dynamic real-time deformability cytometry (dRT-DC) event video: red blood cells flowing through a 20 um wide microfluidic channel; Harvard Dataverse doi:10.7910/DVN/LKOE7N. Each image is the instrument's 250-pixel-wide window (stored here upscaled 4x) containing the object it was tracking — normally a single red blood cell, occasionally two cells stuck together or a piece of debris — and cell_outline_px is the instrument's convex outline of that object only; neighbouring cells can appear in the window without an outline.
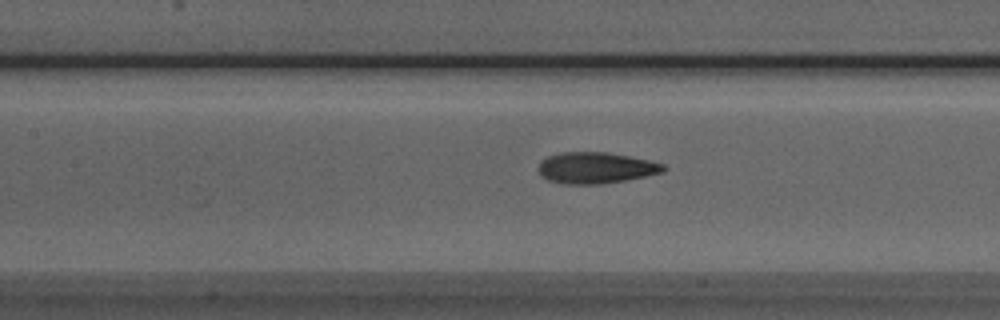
{"species": "Egyptian fruit bat (a non-hibernating species)", "species_latin": "Rousettus aegyptiacus", "temperature_condition": "room temperature", "stored_images_in_passage": 16, "camera_frame_rate_fps": 3000, "um_per_image_px": 0.085, "animal": {"sex": "male"}, "frame": {"image": 1, "passage_image": 7, "time_ms": 2.0, "image_size_px": [1000, 320], "cell_outline_px": [[668, 168], [664, 172], [624, 180], [600, 184], [564, 184], [548, 180], [540, 172], [540, 160], [548, 156], [560, 152], [608, 152], [652, 160], [664, 164]], "centroid_in_image_um": [50.69, 14.25], "position_along_channel_um": 156.7, "area_um2": 22.77}}
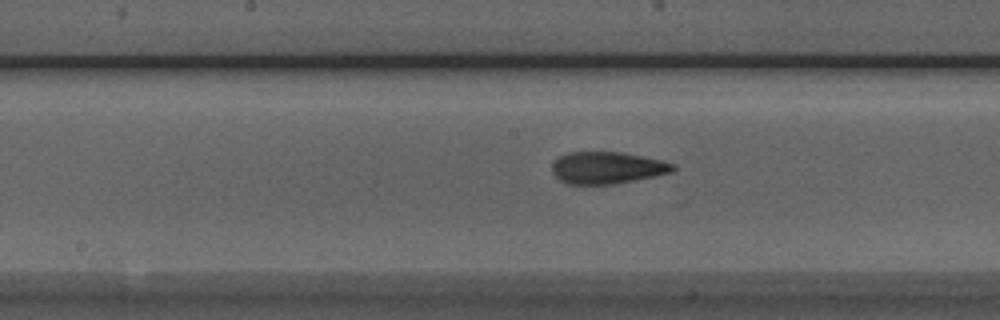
{"frame": {"image": 2, "passage_image": 10, "time_ms": 3.0, "image_size_px": [1000, 320], "cell_outline_px": [[676, 168], [672, 172], [612, 184], [568, 184], [560, 180], [552, 172], [552, 164], [560, 156], [568, 152], [624, 152], [660, 160], [676, 164]], "centroid_in_image_um": [51.6, 14.25], "position_along_channel_um": 196.6, "area_um2": 22.31}}
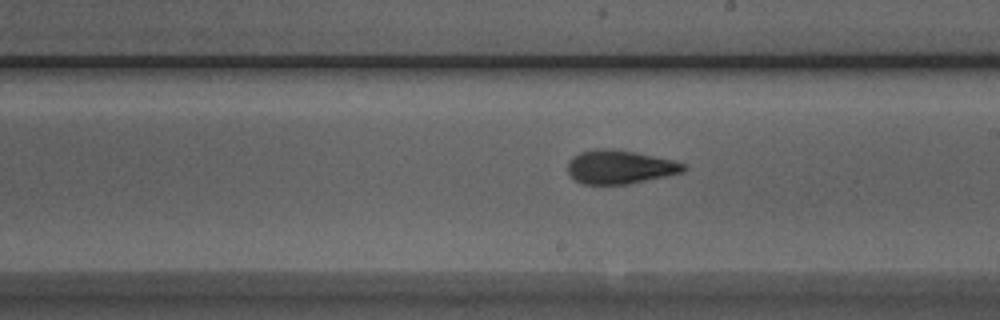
{"frame": {"image": 3, "passage_image": 13, "time_ms": 4.0, "image_size_px": [1000, 320], "cell_outline_px": [[688, 168], [684, 172], [668, 176], [628, 184], [584, 184], [576, 180], [568, 172], [568, 160], [572, 156], [580, 152], [596, 148], [612, 148], [636, 152], [672, 160], [688, 164]], "centroid_in_image_um": [52.72, 14.18], "position_along_channel_um": 236.3, "area_um2": 23.0}}